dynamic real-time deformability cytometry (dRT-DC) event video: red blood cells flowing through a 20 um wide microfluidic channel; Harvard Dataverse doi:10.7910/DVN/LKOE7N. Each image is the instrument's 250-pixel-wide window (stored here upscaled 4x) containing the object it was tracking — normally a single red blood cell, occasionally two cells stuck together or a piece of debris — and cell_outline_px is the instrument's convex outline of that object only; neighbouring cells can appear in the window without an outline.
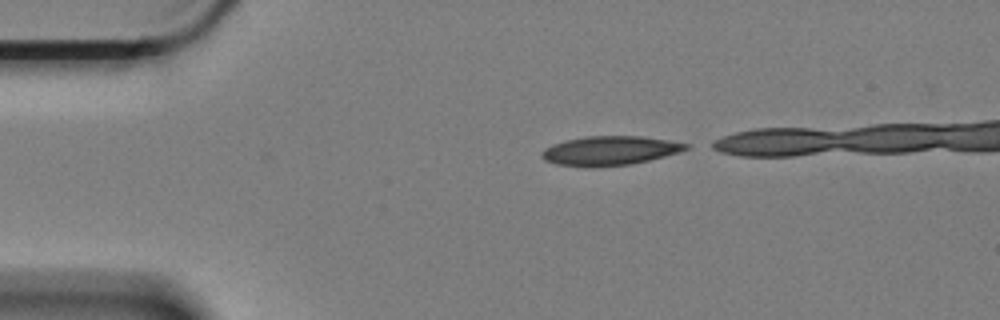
{"species": "Egyptian fruit bat (a non-hibernating species)", "species_latin": "Rousettus aegyptiacus", "temperature_condition": "cold", "stored_images_in_passage": 26, "camera_frame_rate_fps": 3000, "um_per_image_px": 0.085, "animal": {"sex": "female"}, "frame": {"image": 1, "passage_image": 1, "time_ms": 0.0, "image_size_px": [1000, 320], "cell_outline_px": [[692, 144], [688, 148], [680, 152], [632, 164], [592, 168], [556, 164], [544, 160], [540, 156], [540, 152], [544, 148], [552, 144], [564, 140], [588, 136], [640, 136], [668, 140]], "centroid_in_image_um": [51.8, 12.81], "position_along_channel_um": 33.2, "area_um2": 24.8}}
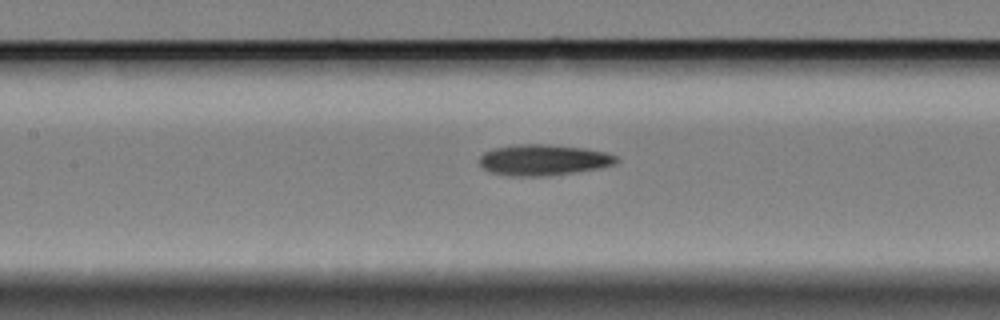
{"frame": {"image": 2, "passage_image": 16, "time_ms": 5.0, "image_size_px": [1000, 320], "cell_outline_px": [[620, 160], [616, 164], [600, 168], [572, 172], [540, 176], [512, 176], [492, 172], [484, 168], [480, 164], [480, 156], [484, 152], [492, 148], [516, 144], [548, 144], [584, 148], [604, 152], [616, 156]], "centroid_in_image_um": [46.19, 13.58], "position_along_channel_um": 161.2, "area_um2": 24.57}}
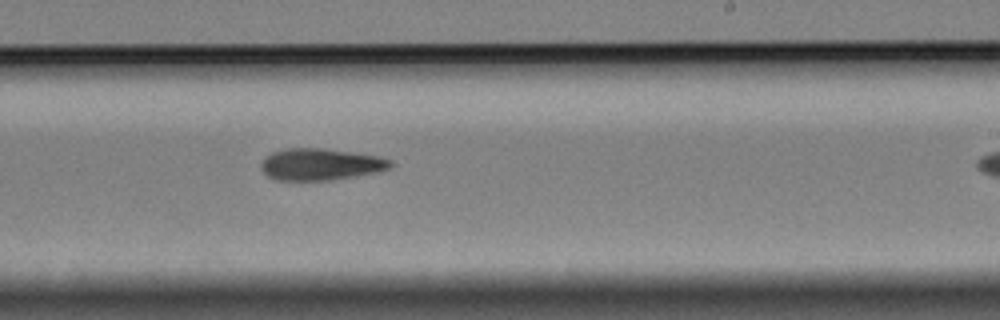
{"frame": {"image": 3, "passage_image": 25, "time_ms": 8.0, "image_size_px": [1000, 320], "cell_outline_px": [[392, 164], [388, 168], [376, 172], [356, 176], [332, 180], [276, 180], [268, 176], [260, 168], [260, 164], [272, 152], [288, 148], [324, 148], [356, 152], [380, 156], [392, 160]], "centroid_in_image_um": [27.27, 13.96], "position_along_channel_um": 261.7, "area_um2": 23.99}}